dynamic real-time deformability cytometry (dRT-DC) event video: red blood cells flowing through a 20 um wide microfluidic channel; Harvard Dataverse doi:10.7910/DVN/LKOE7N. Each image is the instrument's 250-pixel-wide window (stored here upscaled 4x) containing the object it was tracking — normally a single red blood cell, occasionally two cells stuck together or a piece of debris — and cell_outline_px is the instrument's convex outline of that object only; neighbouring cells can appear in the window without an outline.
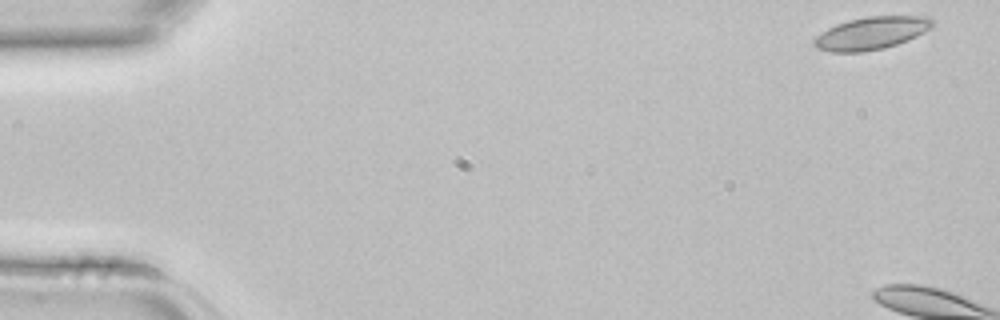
{"species": "common noctule bat (a hibernating species)", "species_latin": "Nyctalus noctula", "temperature_condition": "room temperature", "stored_images_in_passage": 5, "camera_frame_rate_fps": 3000, "um_per_image_px": 0.085, "animal": {"sex": "female", "body_mass_g": 22.7, "forearm_length_mm": 54.2}, "frame": {"image": 1, "passage_image": 1, "time_ms": 0.0, "image_size_px": [1000, 320], "cell_outline_px": [[932, 28], [908, 40], [884, 48], [864, 52], [832, 52], [816, 48], [812, 44], [812, 40], [816, 36], [828, 28], [836, 24], [848, 20], [868, 16], [928, 16], [932, 20]], "centroid_in_image_um": [74.04, 2.82], "position_along_channel_um": 11.0, "area_um2": 22.54}}
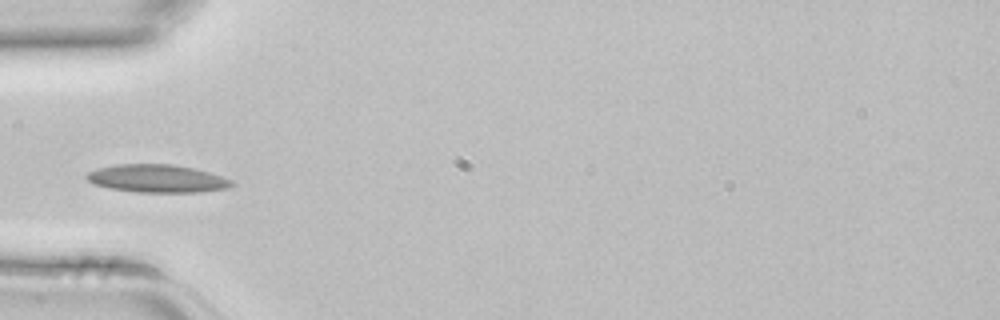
{"frame": {"image": 2, "passage_image": 5, "time_ms": 1.333, "image_size_px": [1000, 320], "cell_outline_px": [[236, 184], [228, 188], [200, 192], [136, 192], [112, 188], [92, 184], [84, 176], [88, 172], [96, 168], [116, 164], [172, 164], [192, 168], [208, 172], [232, 180]], "centroid_in_image_um": [13.33, 15.17], "position_along_channel_um": 71.7, "area_um2": 23.58}}